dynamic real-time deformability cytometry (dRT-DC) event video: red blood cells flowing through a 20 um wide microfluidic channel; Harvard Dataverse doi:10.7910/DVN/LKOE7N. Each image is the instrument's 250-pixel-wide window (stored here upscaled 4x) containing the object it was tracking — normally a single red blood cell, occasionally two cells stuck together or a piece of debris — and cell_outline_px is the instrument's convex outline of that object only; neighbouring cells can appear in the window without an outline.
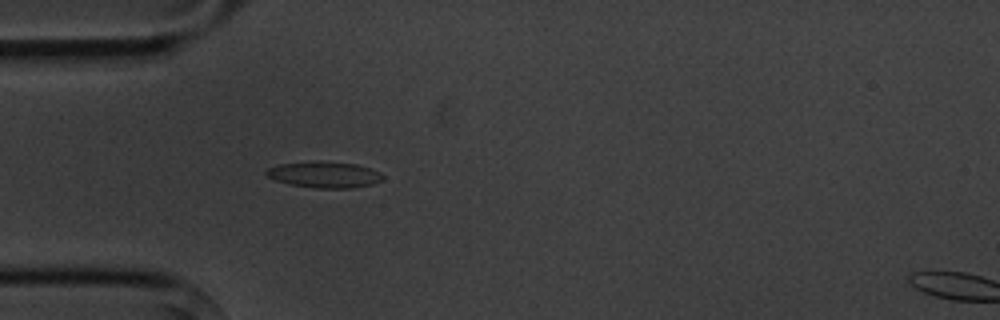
{"species": "common noctule bat (a hibernating species)", "species_latin": "Nyctalus noctula", "temperature_condition": "cold", "stored_images_in_passage": 5, "camera_frame_rate_fps": 3000, "um_per_image_px": 0.085, "animal": {"sex": "male", "body_mass_g": 20.1, "forearm_length_mm": 53.5}, "frame": {"image": 1, "passage_image": 4, "time_ms": 3.667, "image_size_px": [1000, 320], "cell_outline_px": [[384, 176], [380, 180], [372, 184], [352, 188], [316, 188], [292, 184], [276, 180], [268, 176], [264, 172], [268, 168], [280, 164], [316, 160], [320, 160], [356, 164], [380, 172]], "centroid_in_image_um": [27.57, 14.83], "position_along_channel_um": 57.4, "area_um2": 17.69}}